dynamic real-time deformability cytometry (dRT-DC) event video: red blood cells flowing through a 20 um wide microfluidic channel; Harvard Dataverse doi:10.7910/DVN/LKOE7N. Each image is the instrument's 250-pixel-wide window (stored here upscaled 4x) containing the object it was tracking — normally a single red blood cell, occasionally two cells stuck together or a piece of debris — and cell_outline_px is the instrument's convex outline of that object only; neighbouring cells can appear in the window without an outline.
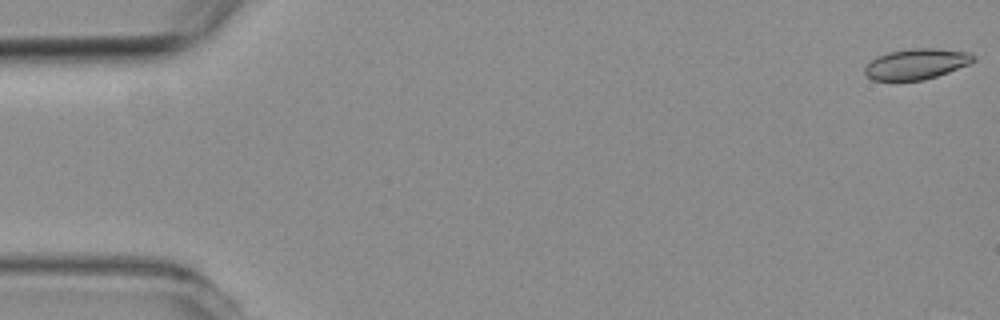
{"species": "common noctule bat (a hibernating species)", "species_latin": "Nyctalus noctula", "temperature_condition": "room temperature", "stored_images_in_passage": 5, "camera_frame_rate_fps": 3000, "um_per_image_px": 0.085, "animal": {"sex": "female", "body_mass_g": 19.3, "forearm_length_mm": 54.1}, "frame": {"image": 1, "passage_image": 1, "time_ms": 0.0, "image_size_px": [1000, 320], "cell_outline_px": [[976, 60], [968, 64], [948, 72], [924, 80], [872, 80], [864, 72], [864, 68], [876, 56], [888, 52], [916, 48], [936, 48], [968, 52], [976, 56]], "centroid_in_image_um": [77.9, 5.43], "position_along_channel_um": 7.1, "area_um2": 19.25}}
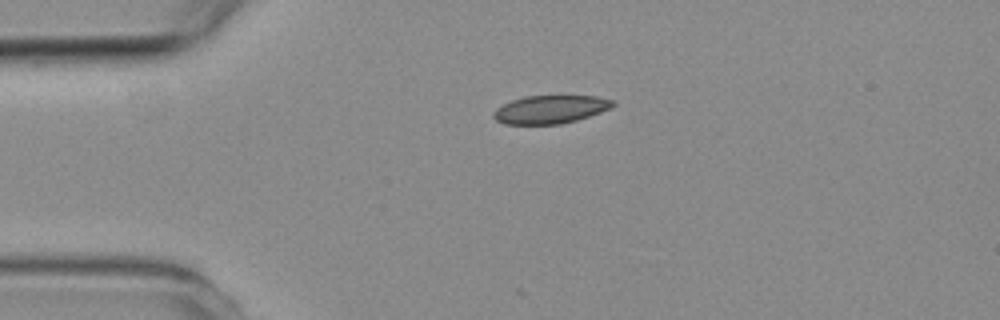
{"frame": {"image": 2, "passage_image": 4, "time_ms": 3.667, "image_size_px": [1000, 320], "cell_outline_px": [[616, 104], [612, 108], [576, 120], [560, 124], [504, 124], [496, 120], [492, 116], [492, 112], [496, 108], [512, 100], [524, 96], [596, 96], [616, 100]], "centroid_in_image_um": [46.79, 9.29], "position_along_channel_um": 38.2, "area_um2": 19.65}}